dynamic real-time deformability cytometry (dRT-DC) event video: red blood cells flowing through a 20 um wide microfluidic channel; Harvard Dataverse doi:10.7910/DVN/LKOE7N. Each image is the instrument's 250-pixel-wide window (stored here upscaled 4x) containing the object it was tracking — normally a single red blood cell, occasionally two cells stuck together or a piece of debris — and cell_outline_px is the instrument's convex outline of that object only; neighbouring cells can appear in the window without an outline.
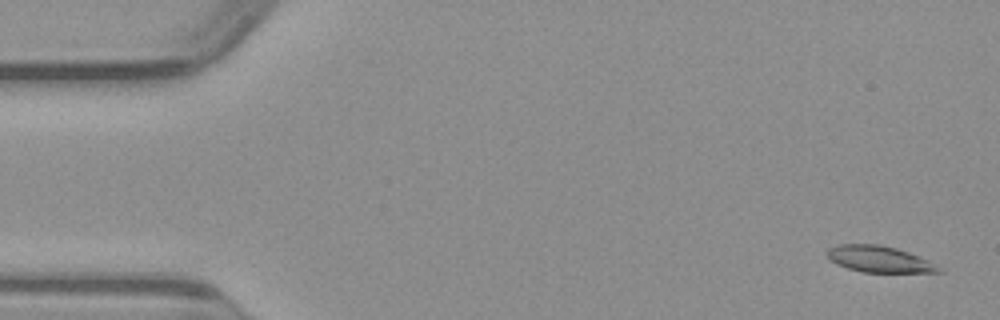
{"species": "common noctule bat (a hibernating species)", "species_latin": "Nyctalus noctula", "temperature_condition": "warm", "stored_images_in_passage": 50, "camera_frame_rate_fps": 3000, "um_per_image_px": 0.085, "animal": {"sex": "male", "body_mass_g": 23.1, "forearm_length_mm": 52.7}, "frame": {"image": 1, "passage_image": 2, "time_ms": 0.333, "image_size_px": [1000, 320], "cell_outline_px": [[944, 272], [864, 272], [848, 268], [836, 264], [828, 260], [828, 248], [840, 244], [880, 244], [896, 248], [908, 252], [928, 260], [936, 264]], "centroid_in_image_um": [74.72, 22.02], "position_along_channel_um": 10.3, "area_um2": 17.05}}
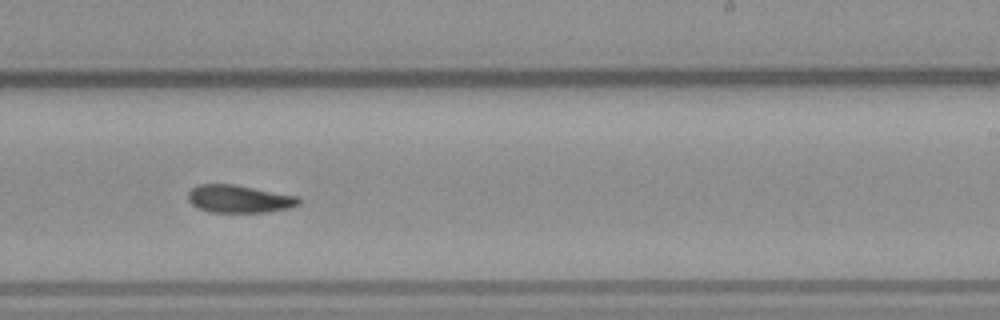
{"frame": {"image": 2, "passage_image": 30, "time_ms": 9.667, "image_size_px": [1000, 320], "cell_outline_px": [[300, 204], [292, 208], [268, 212], [212, 212], [200, 208], [192, 204], [188, 200], [188, 192], [192, 188], [200, 184], [236, 184], [296, 196], [300, 200]], "centroid_in_image_um": [20.35, 16.9], "position_along_channel_um": 268.7, "area_um2": 17.86}}
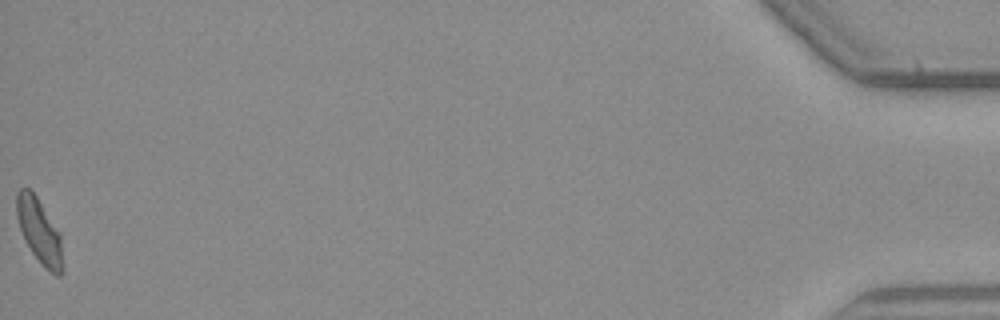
{"frame": {"image": 3, "passage_image": 50, "time_ms": 16.333, "image_size_px": [1000, 320], "cell_outline_px": [[64, 272], [60, 276], [56, 276], [32, 252], [24, 240], [16, 216], [16, 192], [20, 188], [28, 188], [36, 196], [60, 232], [64, 268]], "centroid_in_image_um": [3.36, 19.64], "position_along_channel_um": 431.8, "area_um2": 17.28}}